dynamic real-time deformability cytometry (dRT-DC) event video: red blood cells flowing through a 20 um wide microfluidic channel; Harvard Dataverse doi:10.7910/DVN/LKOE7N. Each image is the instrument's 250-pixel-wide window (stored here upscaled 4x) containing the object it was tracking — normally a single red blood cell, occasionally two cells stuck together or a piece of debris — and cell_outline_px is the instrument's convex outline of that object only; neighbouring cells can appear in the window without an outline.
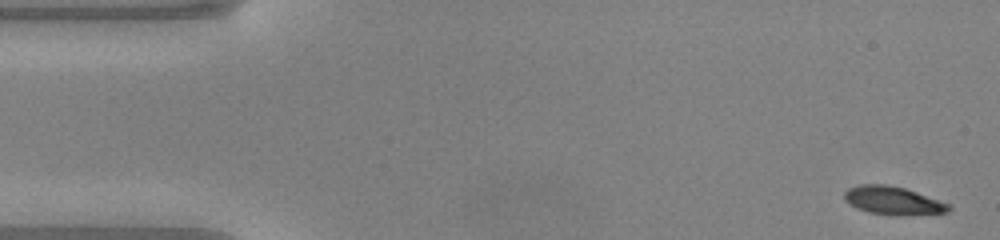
{"species": "common noctule bat (a hibernating species)", "species_latin": "Nyctalus noctula", "temperature_condition": "warm", "stored_images_in_passage": 48, "camera_frame_rate_fps": 3000, "um_per_image_px": 0.085, "animal": {"sex": "male", "body_mass_g": 20.0, "forearm_length_mm": 53.3}, "frame": {"image": 1, "passage_image": 1, "time_ms": 0.0, "image_size_px": [1000, 240], "cell_outline_px": [[952, 208], [948, 212], [868, 212], [856, 208], [848, 204], [844, 200], [844, 192], [848, 188], [860, 184], [884, 184], [904, 188], [952, 204]], "centroid_in_image_um": [75.83, 16.98], "position_along_channel_um": 9.2, "area_um2": 16.18}}
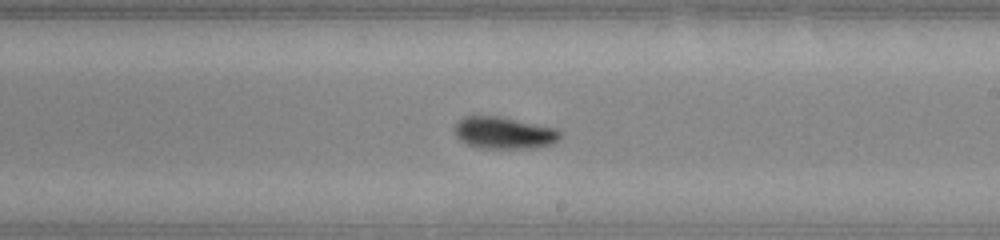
{"frame": {"image": 2, "passage_image": 27, "time_ms": 8.667, "image_size_px": [1000, 240], "cell_outline_px": [[564, 136], [560, 140], [552, 144], [536, 148], [480, 148], [468, 144], [460, 140], [456, 136], [456, 124], [464, 116], [500, 116], [556, 128]], "centroid_in_image_um": [42.91, 11.3], "position_along_channel_um": 246.1, "area_um2": 19.71}}
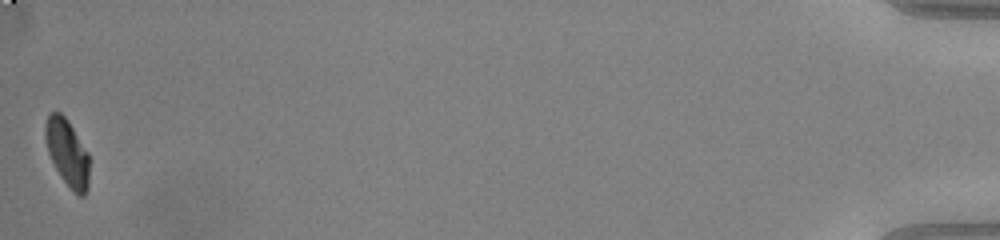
{"frame": {"image": 3, "passage_image": 48, "time_ms": 15.667, "image_size_px": [1000, 240], "cell_outline_px": [[88, 188], [84, 196], [80, 196], [60, 176], [48, 152], [44, 136], [44, 124], [48, 112], [60, 112], [68, 120], [88, 152]], "centroid_in_image_um": [5.69, 12.91], "position_along_channel_um": 429.5, "area_um2": 16.99}, "authors_computed_cell_mechanics": {"area_um2": 18.9873, "velocity_mm_per_s": 4.1071, "shape_relaxation_time_tau1_ms": 3.1245, "shape_relaxation_time_tau2_ms": 1.7982, "deformation_change_tau1": 0.1714, "deformation_change_tau2": 0.0504}}